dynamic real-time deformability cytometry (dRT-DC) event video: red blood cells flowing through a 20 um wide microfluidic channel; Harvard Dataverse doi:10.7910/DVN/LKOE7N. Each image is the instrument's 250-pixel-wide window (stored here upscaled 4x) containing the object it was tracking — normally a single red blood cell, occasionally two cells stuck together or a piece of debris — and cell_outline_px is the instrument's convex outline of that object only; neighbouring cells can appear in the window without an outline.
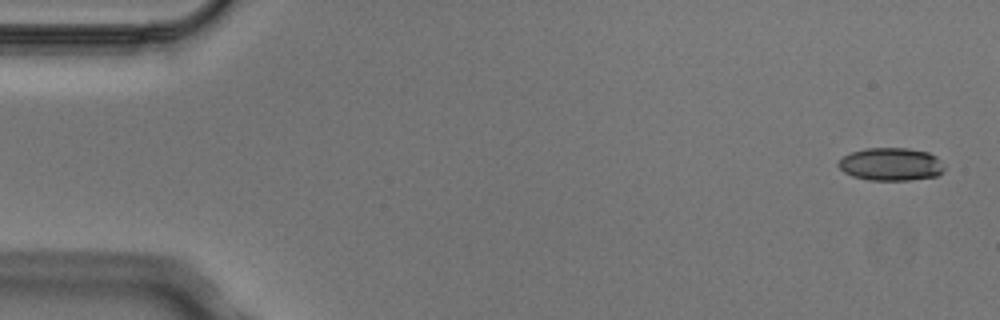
{"species": "Egyptian fruit bat (a non-hibernating species)", "species_latin": "Rousettus aegyptiacus", "temperature_condition": "cold", "stored_images_in_passage": 6, "camera_frame_rate_fps": 3000, "um_per_image_px": 0.085, "animal": {"sex": "male"}, "frame": {"image": 1, "passage_image": 1, "time_ms": 0.0, "image_size_px": [1000, 320], "cell_outline_px": [[944, 172], [936, 176], [908, 180], [868, 180], [852, 176], [844, 172], [836, 164], [844, 156], [852, 152], [864, 148], [908, 148], [928, 152], [936, 156], [940, 160], [944, 168]], "centroid_in_image_um": [75.73, 13.96], "position_along_channel_um": 9.3, "area_um2": 20.35}}
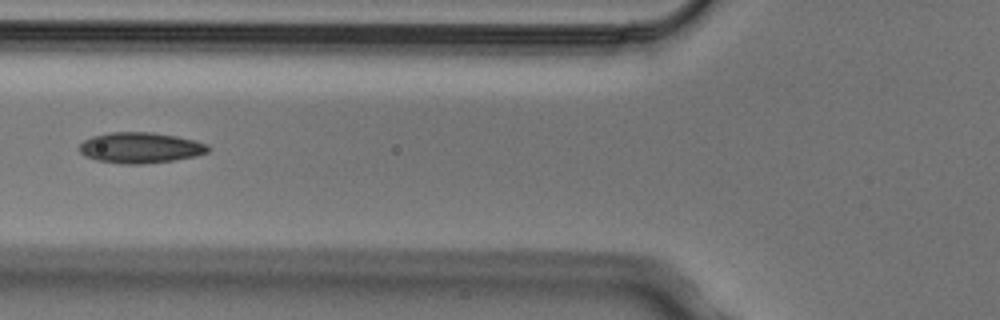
{"frame": {"image": 2, "passage_image": 5, "time_ms": 1.333, "image_size_px": [1000, 320], "cell_outline_px": [[212, 148], [208, 152], [196, 156], [172, 160], [140, 164], [124, 164], [96, 160], [84, 156], [80, 152], [80, 144], [84, 140], [92, 136], [112, 132], [152, 132], [176, 136], [196, 140], [208, 144]], "centroid_in_image_um": [11.95, 12.55], "position_along_channel_um": 113.8, "area_um2": 23.12}}
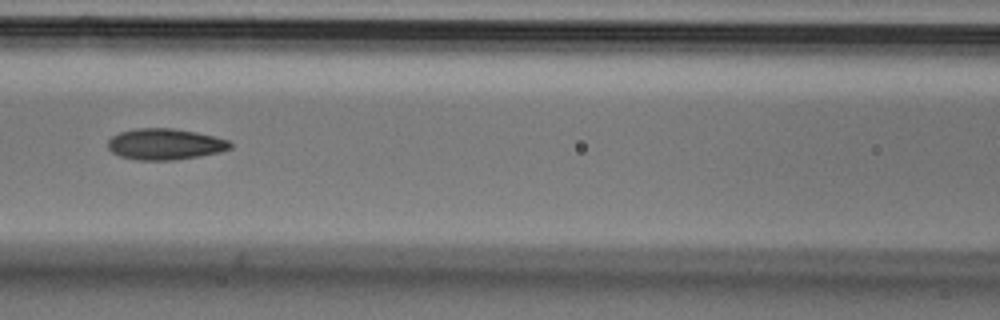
{"frame": {"image": 3, "passage_image": 6, "time_ms": 1.667, "image_size_px": [1000, 320], "cell_outline_px": [[232, 148], [220, 152], [200, 156], [172, 160], [136, 160], [120, 156], [112, 152], [108, 148], [108, 140], [112, 136], [120, 132], [136, 128], [172, 128], [196, 132], [228, 140], [232, 144]], "centroid_in_image_um": [14.02, 12.25], "position_along_channel_um": 152.6, "area_um2": 22.2}}